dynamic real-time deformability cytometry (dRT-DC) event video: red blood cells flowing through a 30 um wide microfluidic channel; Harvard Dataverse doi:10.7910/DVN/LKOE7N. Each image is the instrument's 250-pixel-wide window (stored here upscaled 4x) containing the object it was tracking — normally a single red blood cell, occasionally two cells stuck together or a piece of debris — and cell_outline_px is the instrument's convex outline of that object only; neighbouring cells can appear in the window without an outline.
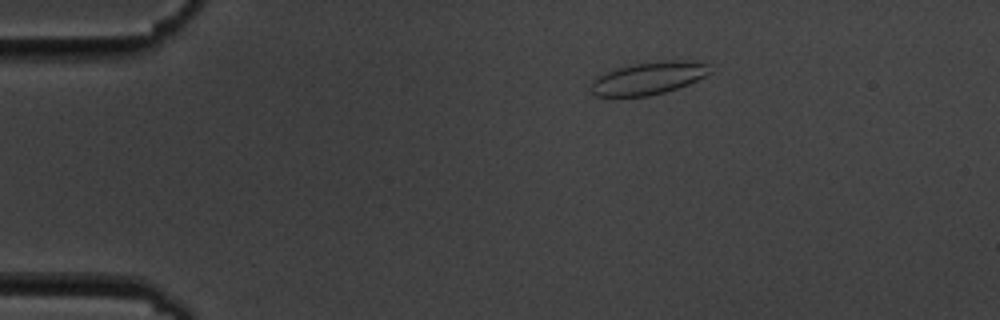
{"species": "common noctule bat (a hibernating species)", "species_latin": "Nyctalus noctula", "temperature_condition": "cold", "stored_images_in_passage": 4, "camera_frame_rate_fps": 3000, "um_per_image_px": 0.085, "animal": {"sex": "male", "body_mass_g": 19.5, "forearm_length_mm": 54.6}, "frame": {"image": 1, "passage_image": 1, "time_ms": 0.0, "image_size_px": [1000, 320], "cell_outline_px": [[712, 72], [688, 84], [664, 92], [648, 96], [592, 96], [592, 80], [596, 76], [604, 72], [636, 64], [664, 60], [696, 60], [708, 64]], "centroid_in_image_um": [55.14, 6.64], "position_along_channel_um": 29.9, "area_um2": 22.48}}